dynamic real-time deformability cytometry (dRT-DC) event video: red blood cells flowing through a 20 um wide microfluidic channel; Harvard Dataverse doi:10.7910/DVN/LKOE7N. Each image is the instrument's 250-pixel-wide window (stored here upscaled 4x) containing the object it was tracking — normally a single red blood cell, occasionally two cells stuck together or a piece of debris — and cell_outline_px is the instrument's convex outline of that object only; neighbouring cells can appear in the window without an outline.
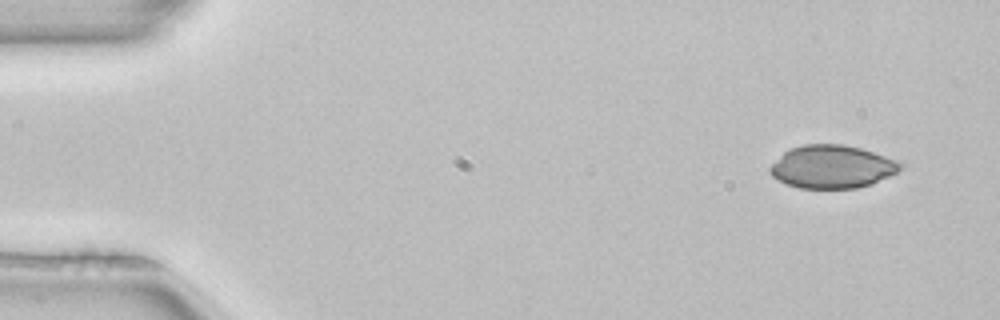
{"species": "common noctule bat (a hibernating species)", "species_latin": "Nyctalus noctula", "temperature_condition": "room temperature", "stored_images_in_passage": 3, "camera_frame_rate_fps": 3000, "um_per_image_px": 0.085, "animal": {"sex": "female", "body_mass_g": 22.7, "forearm_length_mm": 54.2}, "frame": {"image": 1, "passage_image": 1, "time_ms": 0.0, "image_size_px": [1000, 320], "cell_outline_px": [[900, 168], [896, 172], [872, 184], [856, 188], [800, 188], [788, 184], [772, 176], [768, 172], [768, 168], [784, 152], [792, 148], [804, 144], [844, 144], [860, 148], [884, 156], [900, 164]], "centroid_in_image_um": [70.67, 14.17], "position_along_channel_um": 14.3, "area_um2": 32.14}}